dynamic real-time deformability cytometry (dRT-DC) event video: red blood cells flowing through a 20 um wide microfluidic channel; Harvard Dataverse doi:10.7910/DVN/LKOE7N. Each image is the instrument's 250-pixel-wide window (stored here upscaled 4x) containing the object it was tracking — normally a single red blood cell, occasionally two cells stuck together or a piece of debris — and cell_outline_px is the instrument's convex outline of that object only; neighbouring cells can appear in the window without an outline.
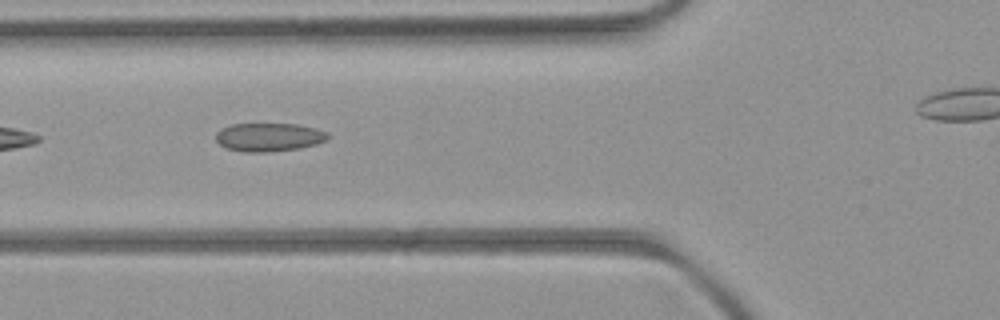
{"species": "common noctule bat (a hibernating species)", "species_latin": "Nyctalus noctula", "temperature_condition": "room temperature", "stored_images_in_passage": 4, "camera_frame_rate_fps": 3000, "um_per_image_px": 0.085, "animal": {"sex": "female", "body_mass_g": 21.9}, "frame": {"image": 1, "passage_image": 3, "time_ms": 2.333, "image_size_px": [1000, 320], "cell_outline_px": [[328, 140], [316, 144], [300, 148], [268, 152], [244, 152], [228, 148], [220, 144], [216, 140], [216, 132], [232, 124], [296, 124], [328, 132]], "centroid_in_image_um": [22.87, 11.66], "position_along_channel_um": 102.9, "area_um2": 18.38}}